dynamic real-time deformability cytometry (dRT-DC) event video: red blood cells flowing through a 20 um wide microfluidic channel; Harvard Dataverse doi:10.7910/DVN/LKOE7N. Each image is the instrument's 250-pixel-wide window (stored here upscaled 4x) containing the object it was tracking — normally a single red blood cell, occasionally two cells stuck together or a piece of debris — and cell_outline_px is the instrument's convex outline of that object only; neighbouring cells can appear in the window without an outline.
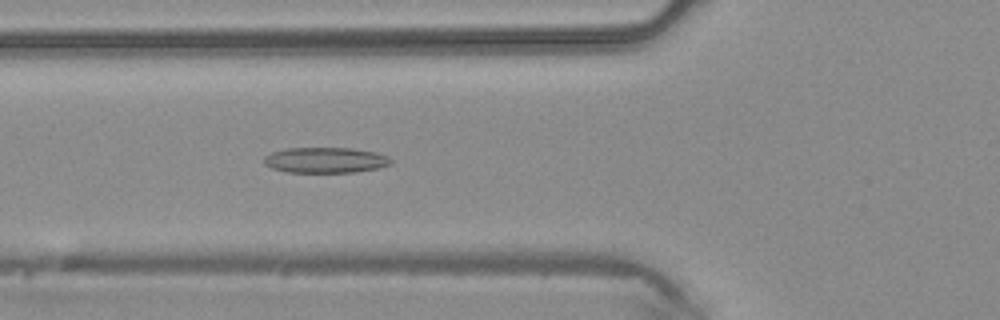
{"species": "common noctule bat (a hibernating species)", "species_latin": "Nyctalus noctula", "temperature_condition": "warm", "stored_images_in_passage": 30, "camera_frame_rate_fps": 3000, "um_per_image_px": 0.085, "animal": {"sex": "male", "body_mass_g": 20.4}, "frame": {"image": 1, "passage_image": 8, "time_ms": 2.333, "image_size_px": [1000, 320], "cell_outline_px": [[392, 164], [380, 168], [356, 172], [288, 172], [272, 168], [264, 164], [264, 156], [272, 152], [284, 148], [352, 148], [376, 152], [388, 156], [392, 160]], "centroid_in_image_um": [27.69, 13.61], "position_along_channel_um": 98.1, "area_um2": 19.07}}
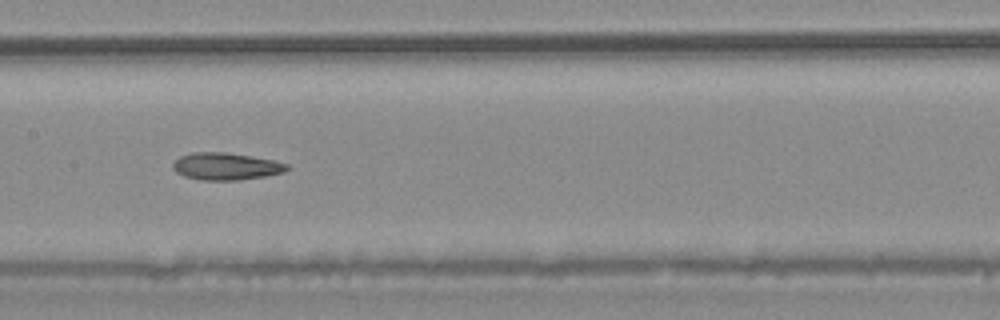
{"frame": {"image": 2, "passage_image": 14, "time_ms": 4.333, "image_size_px": [1000, 320], "cell_outline_px": [[292, 168], [284, 172], [264, 176], [240, 180], [200, 180], [184, 176], [176, 172], [172, 168], [172, 164], [180, 156], [192, 152], [224, 152], [252, 156], [272, 160], [288, 164]], "centroid_in_image_um": [19.21, 14.14], "position_along_channel_um": 188.2, "area_um2": 18.15}}
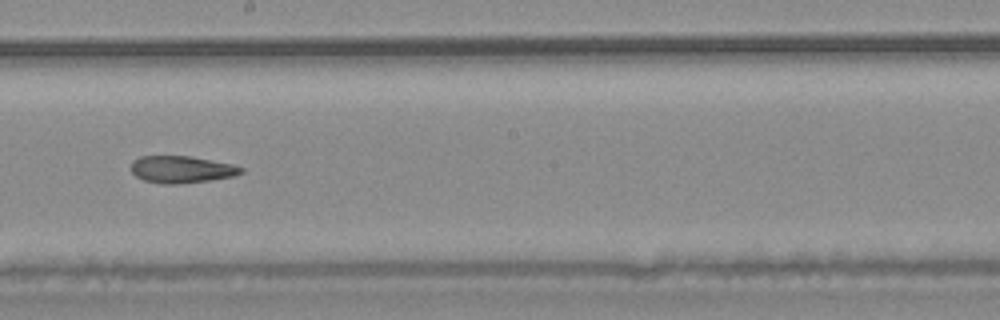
{"frame": {"image": 3, "passage_image": 17, "time_ms": 5.333, "image_size_px": [1000, 320], "cell_outline_px": [[244, 172], [236, 176], [212, 180], [176, 184], [164, 184], [144, 180], [136, 176], [132, 172], [132, 160], [140, 156], [192, 156], [232, 164], [244, 168]], "centroid_in_image_um": [15.47, 14.4], "position_along_channel_um": 232.7, "area_um2": 17.46}}